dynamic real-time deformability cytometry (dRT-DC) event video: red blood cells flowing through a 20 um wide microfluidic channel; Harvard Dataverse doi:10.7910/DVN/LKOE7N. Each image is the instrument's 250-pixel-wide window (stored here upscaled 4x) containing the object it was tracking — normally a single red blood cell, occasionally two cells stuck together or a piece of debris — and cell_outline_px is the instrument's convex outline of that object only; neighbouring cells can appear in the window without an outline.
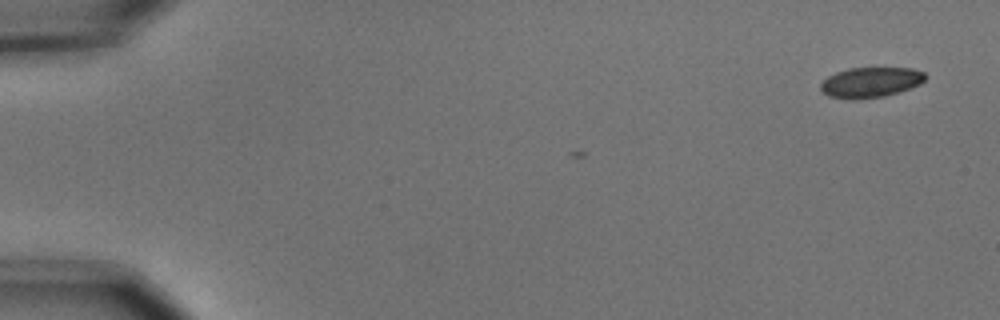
{"species": "common noctule bat (a hibernating species)", "species_latin": "Nyctalus noctula", "temperature_condition": "cold", "stored_images_in_passage": 5, "camera_frame_rate_fps": 3000, "um_per_image_px": 0.085, "animal": {"sex": "male", "body_mass_g": 15.6}, "frame": {"image": 1, "passage_image": 1, "time_ms": 0.0, "image_size_px": [1000, 320], "cell_outline_px": [[928, 76], [920, 84], [884, 96], [852, 100], [848, 100], [828, 96], [820, 88], [820, 84], [828, 76], [836, 72], [848, 68], [912, 68], [924, 72]], "centroid_in_image_um": [73.98, 6.99], "position_along_channel_um": 11.0, "area_um2": 18.44}}
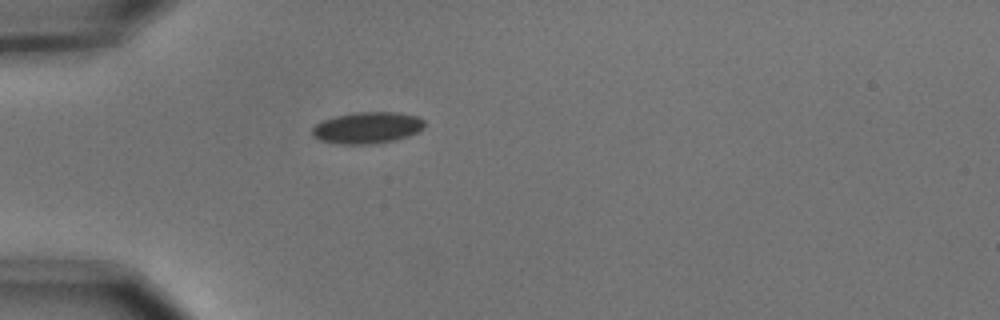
{"frame": {"image": 2, "passage_image": 5, "time_ms": 1.333, "image_size_px": [1000, 320], "cell_outline_px": [[424, 128], [408, 136], [396, 140], [368, 144], [340, 144], [320, 140], [312, 136], [312, 128], [316, 124], [324, 120], [336, 116], [356, 112], [400, 112], [416, 116], [424, 120]], "centroid_in_image_um": [31.22, 10.85], "position_along_channel_um": 53.8, "area_um2": 20.58}}